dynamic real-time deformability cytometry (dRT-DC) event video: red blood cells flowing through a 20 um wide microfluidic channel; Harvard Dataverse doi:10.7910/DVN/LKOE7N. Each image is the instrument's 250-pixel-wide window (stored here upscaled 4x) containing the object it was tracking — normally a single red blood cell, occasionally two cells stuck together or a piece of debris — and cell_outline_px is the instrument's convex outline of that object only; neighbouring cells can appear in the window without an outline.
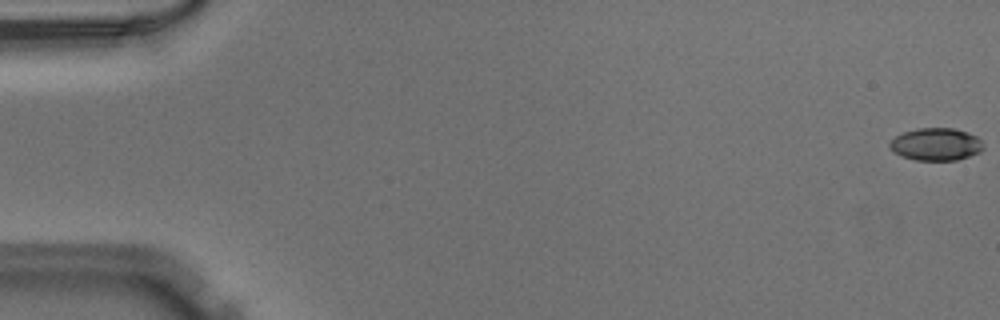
{"species": "Egyptian fruit bat (a non-hibernating species)", "species_latin": "Rousettus aegyptiacus", "temperature_condition": "warm", "stored_images_in_passage": 52, "camera_frame_rate_fps": 3000, "um_per_image_px": 0.085, "animal": {"sex": "male"}, "frame": {"image": 1, "passage_image": 1, "time_ms": 0.0, "image_size_px": [1000, 320], "cell_outline_px": [[984, 148], [980, 152], [956, 160], [916, 160], [900, 156], [892, 152], [888, 144], [896, 136], [904, 132], [916, 128], [952, 128], [968, 132], [976, 136], [980, 140]], "centroid_in_image_um": [79.54, 12.26], "position_along_channel_um": 5.5, "area_um2": 17.74}}
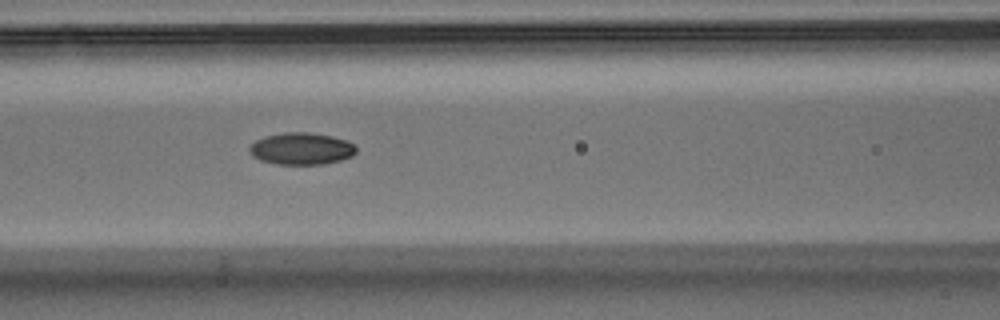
{"frame": {"image": 2, "passage_image": 23, "time_ms": 7.333, "image_size_px": [1000, 320], "cell_outline_px": [[356, 152], [352, 156], [340, 160], [324, 164], [276, 164], [260, 160], [252, 156], [248, 152], [248, 148], [256, 140], [264, 136], [284, 132], [308, 132], [332, 136], [344, 140], [352, 144], [356, 148]], "centroid_in_image_um": [25.58, 12.64], "position_along_channel_um": 141.0, "area_um2": 19.88}}
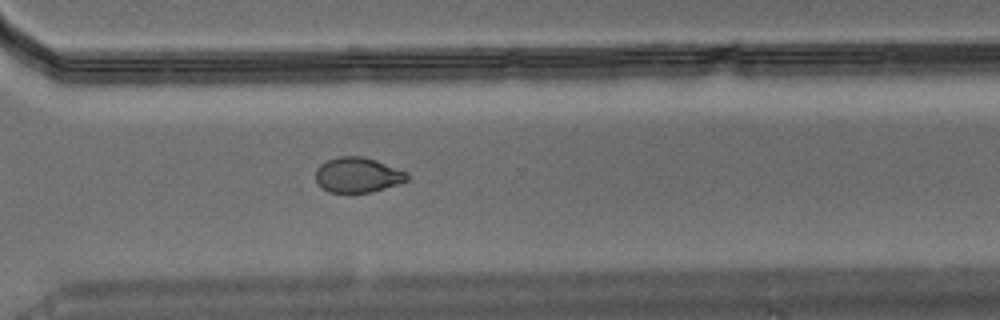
{"frame": {"image": 3, "passage_image": 38, "time_ms": 12.333, "image_size_px": [1000, 320], "cell_outline_px": [[408, 180], [372, 192], [328, 192], [316, 180], [316, 168], [320, 164], [328, 160], [340, 156], [360, 156], [376, 160], [408, 172]], "centroid_in_image_um": [30.41, 14.86], "position_along_channel_um": 340.2, "area_um2": 18.5}}